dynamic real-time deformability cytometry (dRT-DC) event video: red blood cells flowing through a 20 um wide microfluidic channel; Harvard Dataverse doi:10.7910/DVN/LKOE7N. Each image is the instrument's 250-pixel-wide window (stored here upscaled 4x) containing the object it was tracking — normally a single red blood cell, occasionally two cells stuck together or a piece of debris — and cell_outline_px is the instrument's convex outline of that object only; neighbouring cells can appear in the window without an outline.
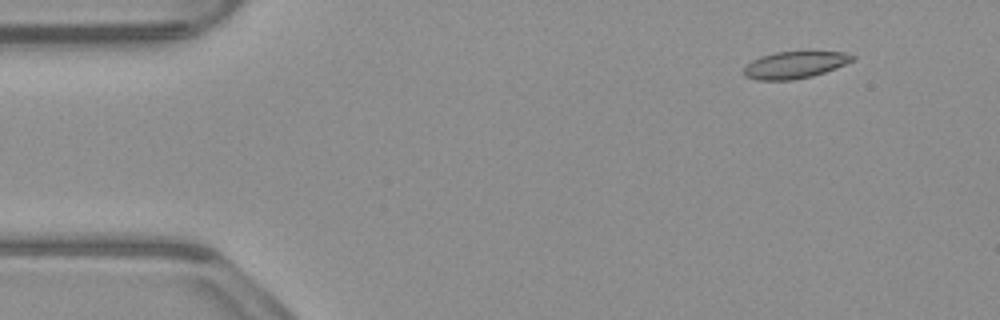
{"species": "common noctule bat (a hibernating species)", "species_latin": "Nyctalus noctula", "temperature_condition": "warm", "stored_images_in_passage": 48, "camera_frame_rate_fps": 3000, "um_per_image_px": 0.085, "animal": {"sex": "male", "body_mass_g": 23.1, "forearm_length_mm": 52.7}, "frame": {"image": 1, "passage_image": 1, "time_ms": 0.0, "image_size_px": [1000, 320], "cell_outline_px": [[856, 56], [852, 60], [836, 68], [812, 76], [792, 80], [756, 80], [744, 76], [744, 68], [752, 60], [760, 56], [776, 52], [808, 48], [844, 52]], "centroid_in_image_um": [67.59, 5.45], "position_along_channel_um": 17.4, "area_um2": 17.86}}
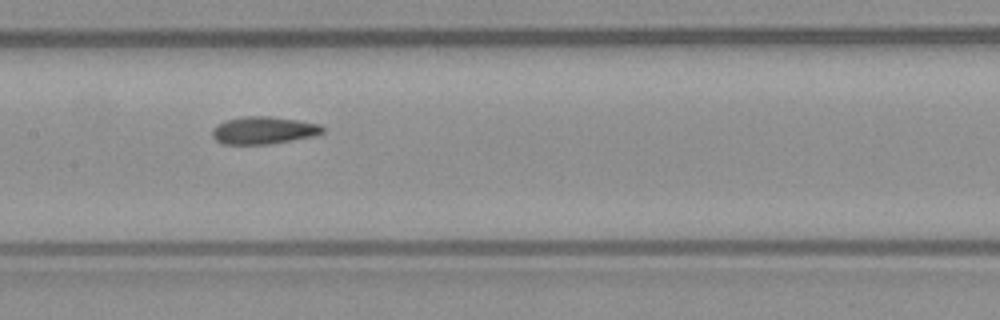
{"frame": {"image": 2, "passage_image": 21, "time_ms": 6.667, "image_size_px": [1000, 320], "cell_outline_px": [[324, 132], [312, 136], [268, 144], [224, 144], [216, 140], [212, 136], [212, 128], [216, 124], [224, 120], [244, 116], [268, 116], [296, 120], [320, 124], [324, 128]], "centroid_in_image_um": [22.35, 11.07], "position_along_channel_um": 185.0, "area_um2": 17.57}}
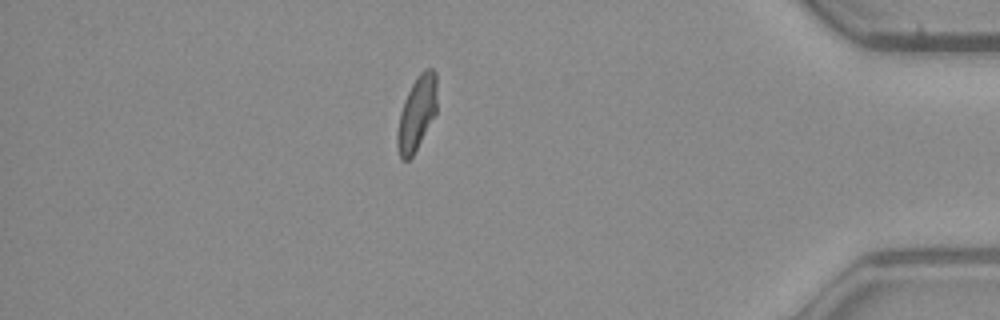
{"frame": {"image": 3, "passage_image": 41, "time_ms": 13.333, "image_size_px": [1000, 320], "cell_outline_px": [[436, 112], [412, 156], [408, 160], [400, 160], [396, 144], [396, 132], [400, 112], [404, 100], [416, 76], [424, 68], [432, 68], [436, 72]], "centroid_in_image_um": [35.4, 9.61], "position_along_channel_um": 399.8, "area_um2": 17.11}, "authors_computed_cell_mechanics": {"area_um2": 17.7735, "velocity_mm_per_s": 3.9042, "shape_relaxation_time_tau1_ms": 10.6808, "shape_relaxation_time_tau2_ms": 1.8596, "deformation_change_tau1": 0.22, "deformation_change_tau2": 0.0831}}